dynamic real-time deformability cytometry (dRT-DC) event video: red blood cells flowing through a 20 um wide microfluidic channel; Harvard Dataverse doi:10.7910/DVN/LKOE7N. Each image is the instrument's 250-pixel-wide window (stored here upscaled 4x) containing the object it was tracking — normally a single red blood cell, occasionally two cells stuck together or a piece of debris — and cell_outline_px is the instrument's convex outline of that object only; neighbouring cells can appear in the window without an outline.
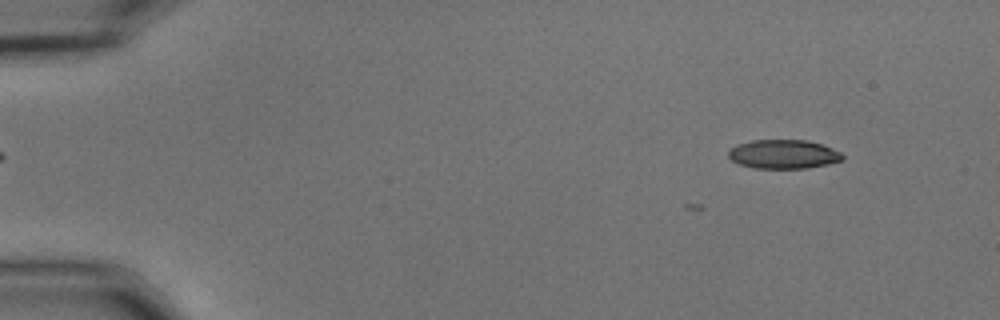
{"species": "common noctule bat (a hibernating species)", "species_latin": "Nyctalus noctula", "temperature_condition": "cold", "stored_images_in_passage": 4, "camera_frame_rate_fps": 3000, "um_per_image_px": 0.085, "animal": {"sex": "male", "body_mass_g": 15.6}, "frame": {"image": 1, "passage_image": 1, "time_ms": 0.0, "image_size_px": [1000, 320], "cell_outline_px": [[844, 160], [828, 164], [808, 168], [752, 168], [740, 164], [732, 160], [728, 156], [728, 152], [736, 144], [752, 140], [808, 140], [832, 148], [840, 152], [844, 156]], "centroid_in_image_um": [66.6, 13.11], "position_along_channel_um": 18.4, "area_um2": 19.31}}